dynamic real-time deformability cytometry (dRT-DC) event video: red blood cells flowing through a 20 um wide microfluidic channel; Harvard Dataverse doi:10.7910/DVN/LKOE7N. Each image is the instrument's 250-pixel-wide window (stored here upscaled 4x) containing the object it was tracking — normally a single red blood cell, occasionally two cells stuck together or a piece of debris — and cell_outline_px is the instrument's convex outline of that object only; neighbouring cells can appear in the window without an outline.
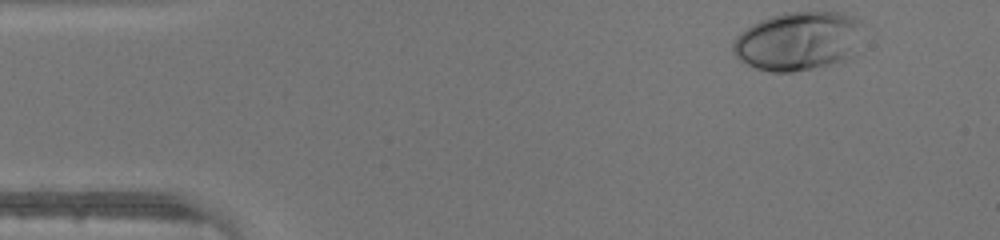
{"species": "human", "species_latin": "Homo sapiens", "temperature_condition": "warm", "stored_images_in_passage": 34, "camera_frame_rate_fps": 3000, "um_per_image_px": 0.085, "donor": {"sex": "male"}, "frame": {"image": 1, "passage_image": 1, "time_ms": 0.0, "image_size_px": [1000, 240], "cell_outline_px": [[860, 20], [848, 56], [840, 60], [828, 64], [812, 68], [792, 72], [772, 72], [756, 68], [740, 60], [732, 52], [732, 44], [736, 36], [740, 32], [760, 20], [784, 12], [840, 12], [852, 16]], "centroid_in_image_um": [67.69, 3.48], "position_along_channel_um": 17.3, "area_um2": 43.12}}
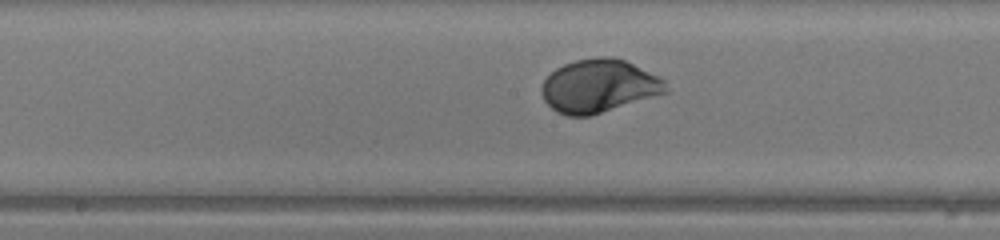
{"frame": {"image": 2, "passage_image": 20, "time_ms": 6.333, "image_size_px": [1000, 240], "cell_outline_px": [[668, 92], [592, 116], [568, 116], [556, 112], [544, 100], [540, 92], [540, 88], [544, 80], [556, 68], [564, 64], [576, 60], [596, 56], [608, 56], [624, 60], [664, 80], [668, 88]], "centroid_in_image_um": [50.87, 7.33], "position_along_channel_um": 197.3, "area_um2": 38.44}}
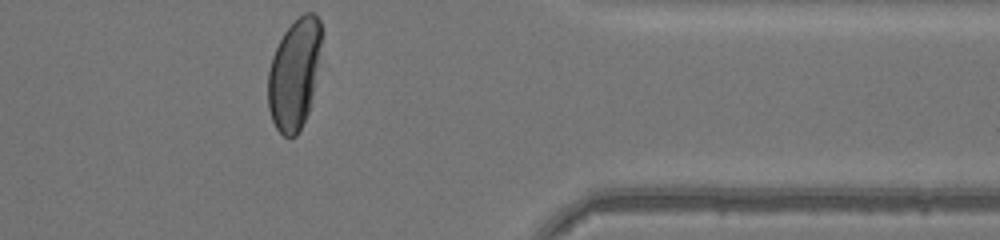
{"frame": {"image": 3, "passage_image": 34, "time_ms": 11.0, "image_size_px": [1000, 240], "cell_outline_px": [[324, 32], [308, 112], [296, 136], [284, 136], [276, 128], [272, 120], [268, 108], [268, 72], [272, 56], [284, 32], [304, 12], [312, 12], [320, 20]], "centroid_in_image_um": [25.02, 6.25], "position_along_channel_um": 386.4, "area_um2": 34.16}}